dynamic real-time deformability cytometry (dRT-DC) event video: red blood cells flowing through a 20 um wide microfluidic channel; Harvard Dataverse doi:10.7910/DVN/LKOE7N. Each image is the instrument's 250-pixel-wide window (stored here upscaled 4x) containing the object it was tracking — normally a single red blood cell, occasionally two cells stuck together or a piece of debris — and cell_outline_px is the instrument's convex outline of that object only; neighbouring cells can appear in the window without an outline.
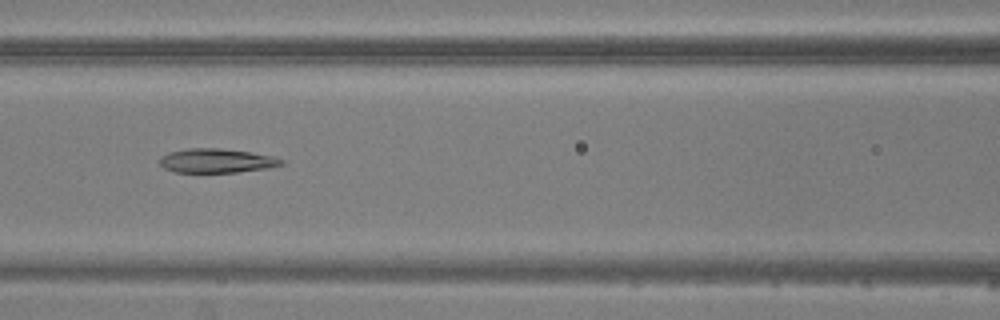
{"species": "common noctule bat (a hibernating species)", "species_latin": "Nyctalus noctula", "temperature_condition": "warm", "stored_images_in_passage": 6, "camera_frame_rate_fps": 3000, "um_per_image_px": 0.085, "animal": {"sex": "male", "body_mass_g": 20.5, "forearm_length_mm": 52.5}, "frame": {"image": 1, "passage_image": 6, "time_ms": 6.667, "image_size_px": [1000, 320], "cell_outline_px": [[284, 164], [268, 168], [236, 172], [176, 172], [164, 168], [156, 160], [160, 156], [168, 152], [188, 148], [220, 148], [252, 152], [276, 156], [284, 160]], "centroid_in_image_um": [18.4, 13.65], "position_along_channel_um": 148.2, "area_um2": 17.4}}